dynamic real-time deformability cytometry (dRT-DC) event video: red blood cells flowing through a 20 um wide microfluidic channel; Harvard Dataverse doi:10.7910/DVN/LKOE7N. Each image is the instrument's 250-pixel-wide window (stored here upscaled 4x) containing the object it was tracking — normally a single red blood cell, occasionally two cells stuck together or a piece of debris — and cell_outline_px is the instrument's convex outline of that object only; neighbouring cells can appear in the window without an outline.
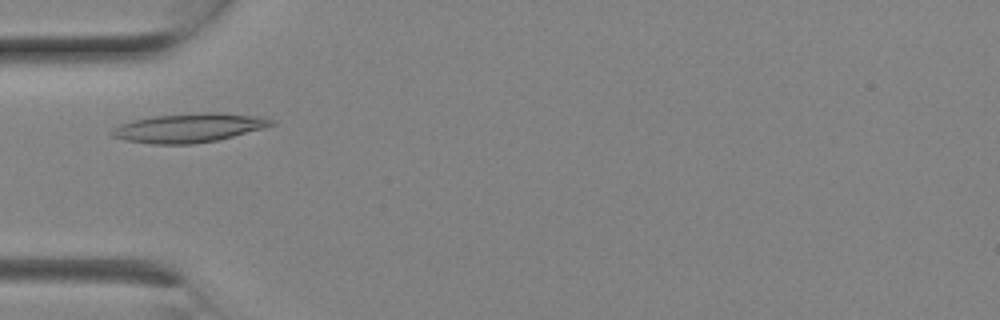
{"species": "Egyptian fruit bat (a non-hibernating species)", "species_latin": "Rousettus aegyptiacus", "temperature_condition": "room temperature", "stored_images_in_passage": 2, "camera_frame_rate_fps": 3000, "um_per_image_px": 0.085, "animal": {"sex": "female"}, "frame": {"image": 1, "passage_image": 1, "time_ms": 0.0, "image_size_px": [1000, 320], "cell_outline_px": [[276, 124], [264, 128], [216, 140], [192, 144], [152, 144], [124, 140], [112, 136], [108, 132], [112, 128], [120, 124], [132, 120], [152, 116], [200, 112], [216, 112], [264, 116], [276, 120]], "centroid_in_image_um": [16.07, 10.85], "position_along_channel_um": 68.9, "area_um2": 27.28}}
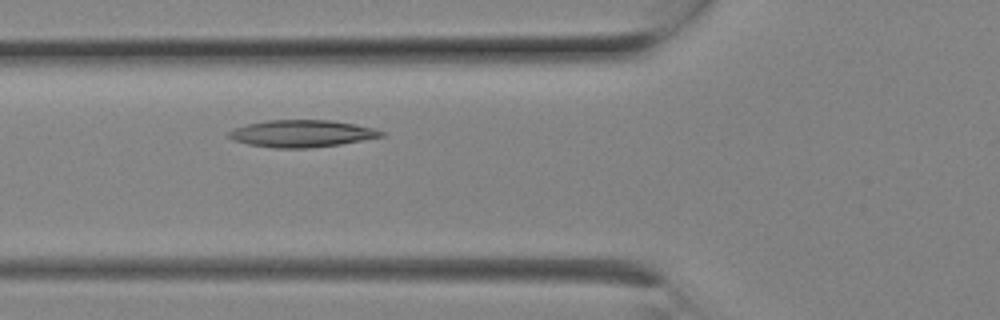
{"frame": {"image": 2, "passage_image": 2, "time_ms": 0.333, "image_size_px": [1000, 320], "cell_outline_px": [[384, 136], [340, 144], [308, 148], [276, 148], [248, 144], [232, 140], [228, 136], [228, 132], [236, 128], [248, 124], [268, 120], [332, 120], [372, 128], [384, 132]], "centroid_in_image_um": [25.63, 11.35], "position_along_channel_um": 100.2, "area_um2": 23.76}}